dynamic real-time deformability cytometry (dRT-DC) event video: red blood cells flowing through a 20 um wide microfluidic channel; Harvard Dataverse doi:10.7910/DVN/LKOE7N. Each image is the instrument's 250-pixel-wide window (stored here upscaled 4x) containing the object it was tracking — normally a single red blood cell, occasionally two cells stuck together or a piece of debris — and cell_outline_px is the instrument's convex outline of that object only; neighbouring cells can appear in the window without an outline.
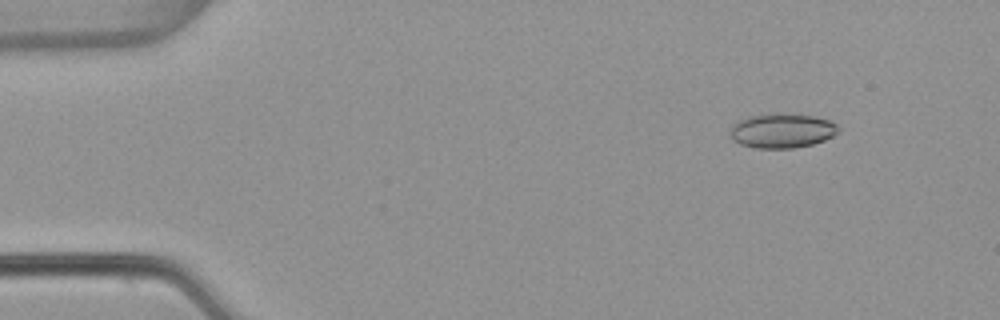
{"species": "common noctule bat (a hibernating species)", "species_latin": "Nyctalus noctula", "temperature_condition": "warm", "stored_images_in_passage": 37, "camera_frame_rate_fps": 3000, "um_per_image_px": 0.085, "animal": {"sex": "female", "body_mass_g": 22.7, "forearm_length_mm": 54.2}, "frame": {"image": 1, "passage_image": 6, "time_ms": 1.667, "image_size_px": [1000, 320], "cell_outline_px": [[840, 132], [824, 140], [812, 144], [796, 148], [756, 148], [740, 144], [732, 140], [728, 132], [732, 124], [736, 120], [748, 116], [816, 116], [828, 120], [836, 124], [840, 128]], "centroid_in_image_um": [66.44, 11.15], "position_along_channel_um": 18.6, "area_um2": 21.33}}
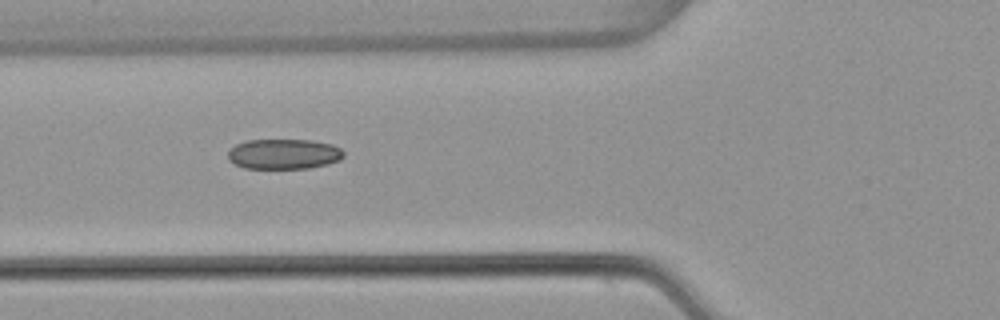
{"frame": {"image": 2, "passage_image": 20, "time_ms": 6.333, "image_size_px": [1000, 320], "cell_outline_px": [[344, 156], [340, 160], [328, 164], [308, 168], [244, 168], [228, 160], [228, 152], [236, 144], [244, 140], [312, 140], [332, 144], [340, 148], [344, 152]], "centroid_in_image_um": [24.14, 13.09], "position_along_channel_um": 101.7, "area_um2": 20.4}}
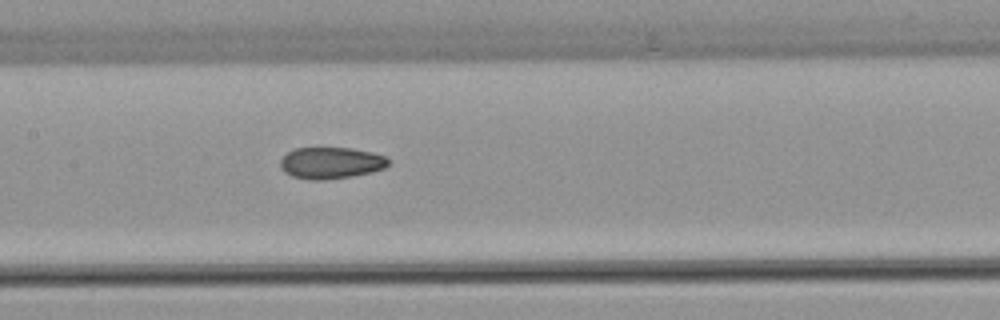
{"frame": {"image": 3, "passage_image": 26, "time_ms": 8.333, "image_size_px": [1000, 320], "cell_outline_px": [[388, 164], [384, 168], [372, 172], [352, 176], [324, 180], [308, 180], [292, 176], [284, 172], [280, 168], [280, 160], [288, 152], [296, 148], [352, 148], [372, 152], [384, 156], [388, 160]], "centroid_in_image_um": [28.1, 13.85], "position_along_channel_um": 179.3, "area_um2": 19.88}}